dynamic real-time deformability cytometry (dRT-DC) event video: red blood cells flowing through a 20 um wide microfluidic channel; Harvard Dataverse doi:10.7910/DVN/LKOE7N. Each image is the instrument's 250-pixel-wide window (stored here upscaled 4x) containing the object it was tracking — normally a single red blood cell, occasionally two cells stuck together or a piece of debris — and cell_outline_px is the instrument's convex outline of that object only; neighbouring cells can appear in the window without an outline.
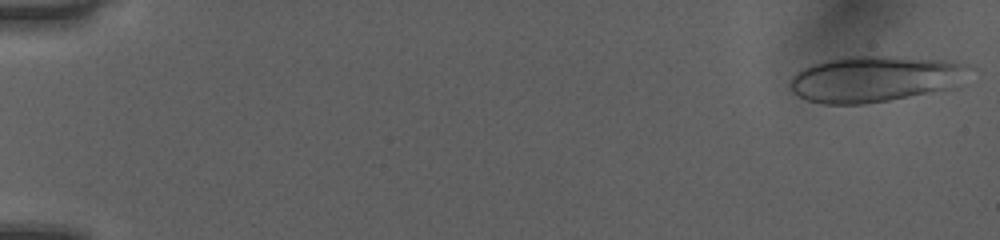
{"species": "human", "species_latin": "Homo sapiens", "temperature_condition": "room temperature", "stored_images_in_passage": 50, "camera_frame_rate_fps": 3000, "um_per_image_px": 0.085, "donor": {"sex": "female"}, "frame": {"image": 1, "passage_image": 1, "time_ms": 0.0, "image_size_px": [1000, 240], "cell_outline_px": [[976, 68], [960, 88], [864, 104], [824, 104], [808, 100], [792, 92], [788, 84], [792, 76], [796, 72], [812, 64], [828, 60], [848, 56], [884, 56], [944, 60], [968, 64]], "centroid_in_image_um": [74.5, 6.71], "position_along_channel_um": 10.5, "area_um2": 48.96}}
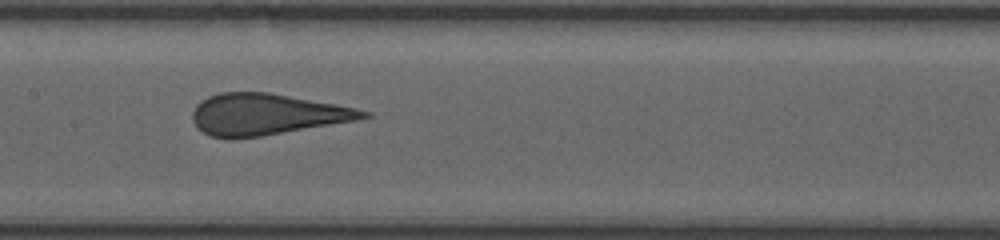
{"frame": {"image": 2, "passage_image": 26, "time_ms": 8.333, "image_size_px": [1000, 240], "cell_outline_px": [[372, 116], [356, 120], [260, 136], [212, 136], [196, 128], [192, 120], [192, 112], [196, 104], [200, 100], [208, 96], [220, 92], [268, 92], [336, 104], [356, 108], [372, 112]], "centroid_in_image_um": [22.65, 9.69], "position_along_channel_um": 184.7, "area_um2": 40.46}}
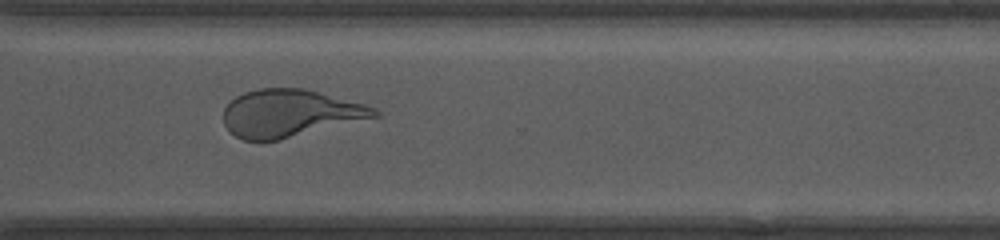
{"frame": {"image": 3, "passage_image": 38, "time_ms": 12.333, "image_size_px": [1000, 240], "cell_outline_px": [[380, 116], [280, 140], [244, 140], [228, 132], [224, 124], [224, 108], [236, 96], [244, 92], [260, 88], [300, 88], [364, 104], [376, 108], [380, 112]], "centroid_in_image_um": [24.62, 9.64], "position_along_channel_um": 346.0, "area_um2": 41.44}, "authors_computed_cell_mechanics": {"area_um2": 43.2344, "velocity_mm_per_s": 4.0496, "shape_relaxation_time_tau1_ms": 7.6397, "shape_relaxation_time_tau2_ms": null, "deformation_change_tau1": 0.214, "deformation_change_tau2": null}}